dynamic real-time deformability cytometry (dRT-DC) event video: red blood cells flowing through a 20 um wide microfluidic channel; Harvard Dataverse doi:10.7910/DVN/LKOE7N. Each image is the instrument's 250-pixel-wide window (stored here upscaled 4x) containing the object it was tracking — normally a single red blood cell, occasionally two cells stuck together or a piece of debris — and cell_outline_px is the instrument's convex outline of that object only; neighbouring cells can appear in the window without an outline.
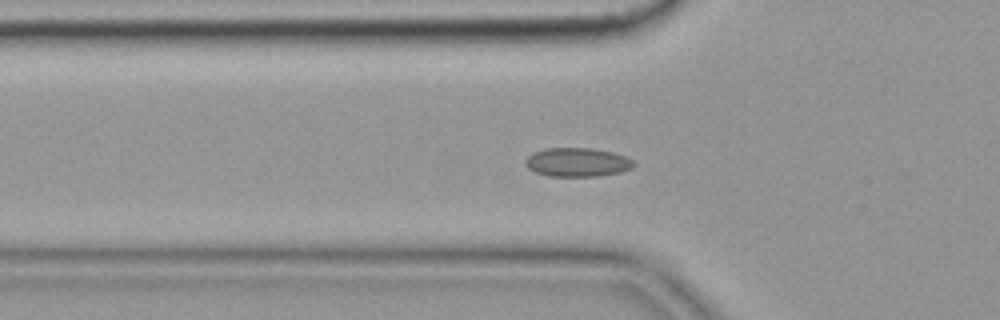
{"species": "common noctule bat (a hibernating species)", "species_latin": "Nyctalus noctula", "temperature_condition": "cold", "stored_images_in_passage": 26, "camera_frame_rate_fps": 3000, "um_per_image_px": 0.085, "animal": {"sex": "female", "body_mass_g": 19.9}, "frame": {"image": 1, "passage_image": 19, "time_ms": 6.0, "image_size_px": [1000, 320], "cell_outline_px": [[636, 164], [632, 168], [620, 172], [600, 176], [548, 176], [536, 172], [528, 168], [524, 164], [524, 160], [532, 152], [544, 148], [592, 148], [612, 152], [624, 156], [632, 160]], "centroid_in_image_um": [49.04, 13.79], "position_along_channel_um": 76.8, "area_um2": 18.32}}